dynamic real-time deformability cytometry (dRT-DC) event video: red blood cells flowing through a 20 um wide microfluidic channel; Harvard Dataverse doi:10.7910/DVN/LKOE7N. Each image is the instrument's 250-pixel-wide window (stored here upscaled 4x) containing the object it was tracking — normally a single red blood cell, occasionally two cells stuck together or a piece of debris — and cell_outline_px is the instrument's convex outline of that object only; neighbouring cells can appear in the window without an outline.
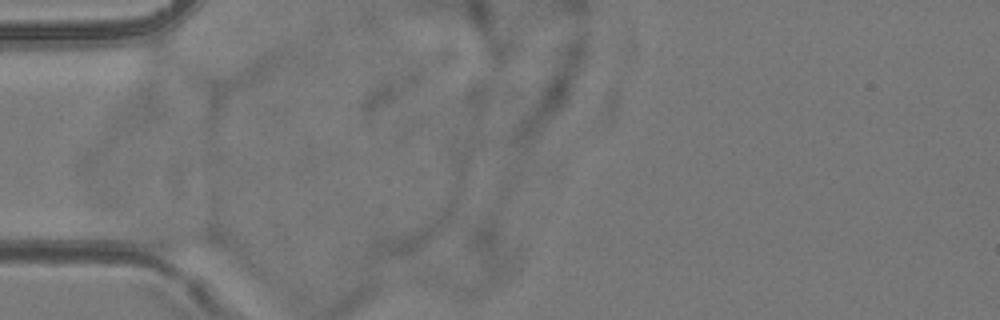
{"species": "common noctule bat (a hibernating species)", "species_latin": "Nyctalus noctula", "temperature_condition": "room temperature", "stored_images_in_passage": 2, "camera_frame_rate_fps": 3000, "um_per_image_px": 0.085, "animal": {"sex": "female", "body_mass_g": 24.6, "forearm_length_mm": 56.2}, "frame": {"image": 1, "passage_image": 1, "time_ms": 0.0, "image_size_px": [1000, 320], "cell_outline_px": [[228, 248], [224, 252], [164, 252], [152, 248], [128, 228], [128, 224], [152, 224], [212, 228], [224, 240]], "centroid_in_image_um": [15.27, 20.25], "position_along_channel_um": 69.7, "area_um2": 15.26}}